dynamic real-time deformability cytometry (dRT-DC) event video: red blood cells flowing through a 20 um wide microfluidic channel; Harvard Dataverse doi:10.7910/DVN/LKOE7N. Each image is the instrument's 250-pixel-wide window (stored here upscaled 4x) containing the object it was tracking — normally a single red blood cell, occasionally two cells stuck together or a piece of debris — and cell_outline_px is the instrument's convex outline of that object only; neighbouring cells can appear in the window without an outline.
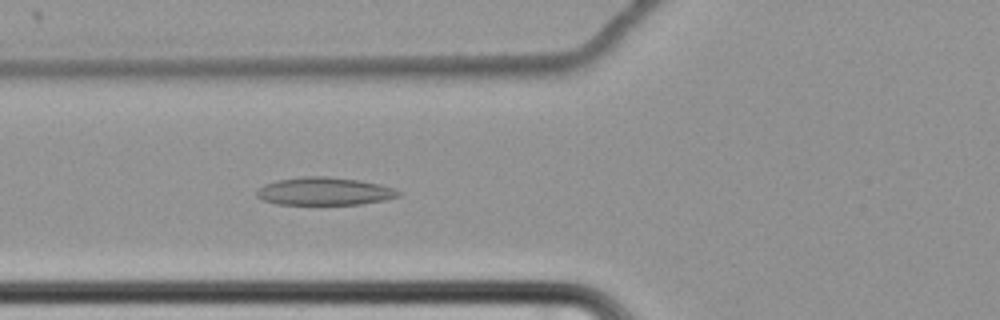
{"species": "common noctule bat (a hibernating species)", "species_latin": "Nyctalus noctula", "temperature_condition": "cold", "stored_images_in_passage": 65, "camera_frame_rate_fps": 3000, "um_per_image_px": 0.085, "animal": {"sex": "female", "body_mass_g": 22.7, "forearm_length_mm": 54.2}, "frame": {"image": 1, "passage_image": 28, "time_ms": 9.0, "image_size_px": [1000, 320], "cell_outline_px": [[404, 192], [400, 196], [384, 200], [360, 204], [276, 204], [264, 200], [256, 196], [256, 192], [264, 184], [276, 180], [304, 176], [324, 176], [356, 180], [380, 184]], "centroid_in_image_um": [27.58, 16.26], "position_along_channel_um": 98.2, "area_um2": 22.89}}
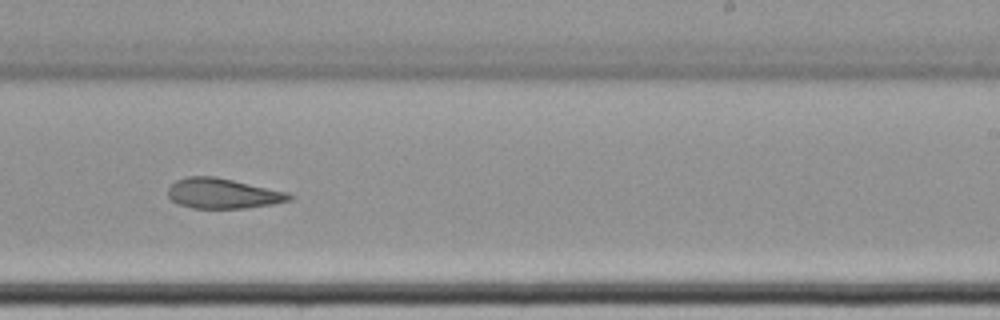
{"frame": {"image": 2, "passage_image": 43, "time_ms": 14.0, "image_size_px": [1000, 320], "cell_outline_px": [[292, 200], [272, 204], [244, 208], [192, 208], [176, 204], [168, 196], [168, 188], [176, 180], [188, 176], [216, 176], [288, 192], [292, 196]], "centroid_in_image_um": [18.92, 16.44], "position_along_channel_um": 270.1, "area_um2": 21.39}}
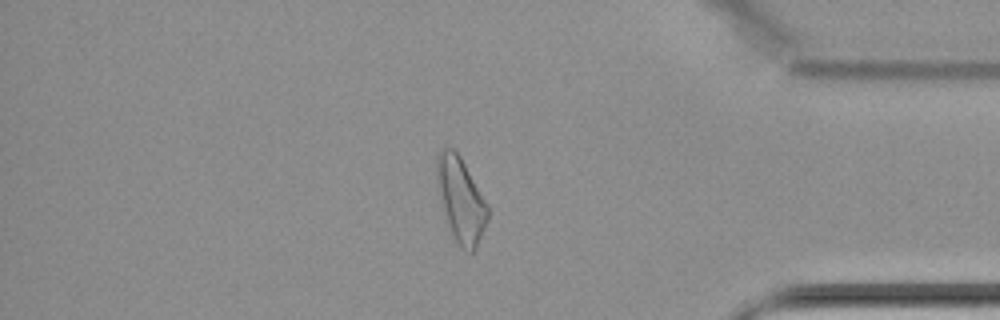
{"frame": {"image": 3, "passage_image": 56, "time_ms": 18.333, "image_size_px": [1000, 320], "cell_outline_px": [[488, 220], [476, 248], [472, 252], [468, 252], [452, 240], [436, 176], [436, 156], [440, 148], [452, 148], [460, 156], [488, 204]], "centroid_in_image_um": [39.18, 16.99], "position_along_channel_um": 396.0, "area_um2": 24.85}}